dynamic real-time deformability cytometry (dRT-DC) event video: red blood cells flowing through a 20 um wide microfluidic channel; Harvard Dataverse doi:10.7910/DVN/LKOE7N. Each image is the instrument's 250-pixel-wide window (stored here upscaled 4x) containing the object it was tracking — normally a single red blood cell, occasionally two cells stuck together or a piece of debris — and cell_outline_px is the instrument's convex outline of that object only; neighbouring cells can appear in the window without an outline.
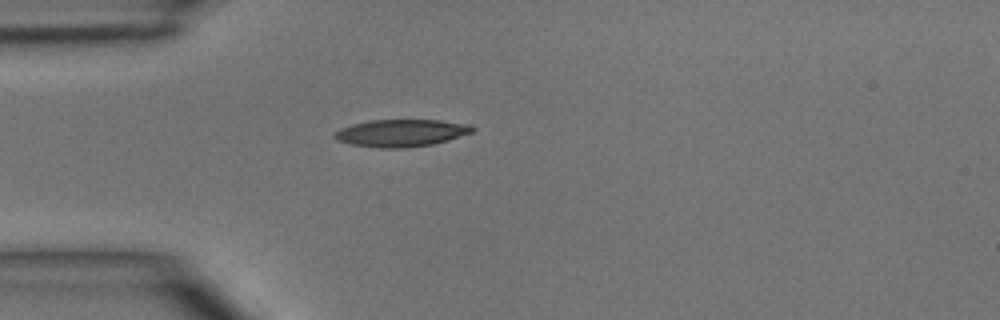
{"species": "common noctule bat (a hibernating species)", "species_latin": "Nyctalus noctula", "temperature_condition": "room temperature", "stored_images_in_passage": 1, "camera_frame_rate_fps": 3000, "um_per_image_px": 0.085, "animal": {"sex": "male", "body_mass_g": 15.6}, "frame": {"image": 1, "passage_image": 1, "time_ms": 0.0, "image_size_px": [1000, 320], "cell_outline_px": [[476, 128], [472, 132], [448, 140], [432, 144], [404, 148], [380, 148], [352, 144], [336, 140], [332, 136], [340, 128], [352, 124], [372, 120], [440, 120], [472, 124]], "centroid_in_image_um": [34.12, 11.3], "position_along_channel_um": 50.9, "area_um2": 21.91}}